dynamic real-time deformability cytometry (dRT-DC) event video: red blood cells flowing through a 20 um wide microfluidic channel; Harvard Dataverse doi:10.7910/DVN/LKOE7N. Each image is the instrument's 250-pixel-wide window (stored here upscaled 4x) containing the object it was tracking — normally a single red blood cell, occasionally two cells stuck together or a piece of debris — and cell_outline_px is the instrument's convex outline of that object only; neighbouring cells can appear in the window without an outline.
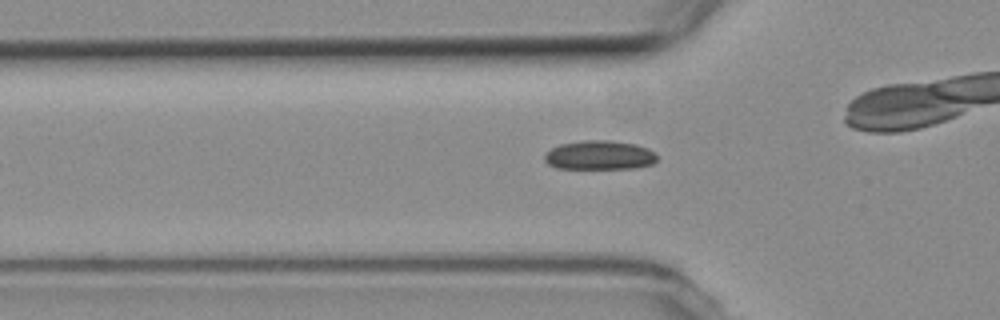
{"species": "common noctule bat (a hibernating species)", "species_latin": "Nyctalus noctula", "temperature_condition": "room temperature", "stored_images_in_passage": 43, "camera_frame_rate_fps": 3000, "um_per_image_px": 0.085, "animal": {"sex": "female", "body_mass_g": 19.3, "forearm_length_mm": 54.1}, "frame": {"image": 1, "passage_image": 10, "time_ms": 3.0, "image_size_px": [1000, 320], "cell_outline_px": [[656, 160], [652, 164], [636, 168], [556, 168], [548, 164], [544, 160], [544, 156], [552, 148], [560, 144], [584, 140], [608, 140], [636, 144], [648, 148], [656, 156]], "centroid_in_image_um": [50.95, 13.19], "position_along_channel_um": 74.9, "area_um2": 18.96}}
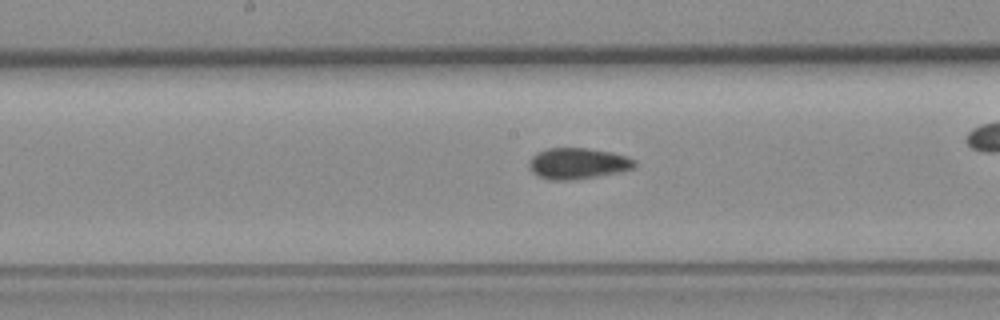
{"frame": {"image": 2, "passage_image": 20, "time_ms": 6.333, "image_size_px": [1000, 320], "cell_outline_px": [[636, 168], [620, 172], [572, 180], [548, 180], [532, 172], [528, 164], [532, 156], [536, 152], [548, 148], [584, 148], [612, 152], [636, 160]], "centroid_in_image_um": [49.11, 13.89], "position_along_channel_um": 199.1, "area_um2": 19.13}}
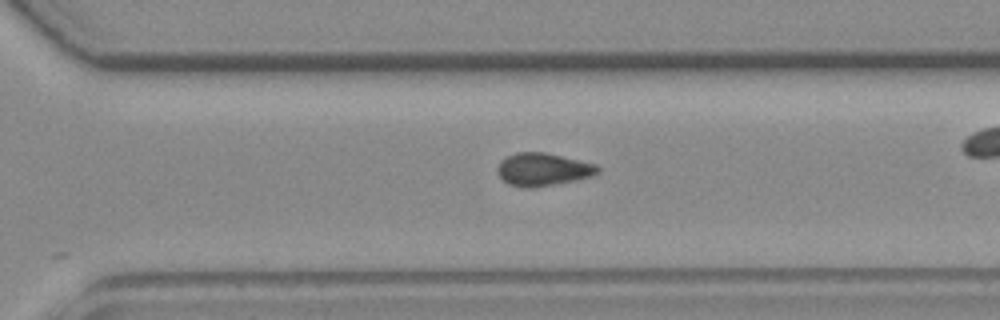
{"frame": {"image": 3, "passage_image": 30, "time_ms": 9.667, "image_size_px": [1000, 320], "cell_outline_px": [[600, 172], [592, 176], [576, 180], [532, 188], [524, 188], [508, 184], [500, 176], [496, 168], [500, 160], [516, 152], [544, 152], [596, 164], [600, 168]], "centroid_in_image_um": [46.14, 14.4], "position_along_channel_um": 324.5, "area_um2": 19.19}, "authors_computed_cell_mechanics": {"area_um2": 18.7272, "velocity_mm_per_s": 3.7635, "shape_relaxation_time_tau1_ms": null, "shape_relaxation_time_tau2_ms": 1.3295, "deformation_change_tau1": null, "deformation_change_tau2": 0.0468}}